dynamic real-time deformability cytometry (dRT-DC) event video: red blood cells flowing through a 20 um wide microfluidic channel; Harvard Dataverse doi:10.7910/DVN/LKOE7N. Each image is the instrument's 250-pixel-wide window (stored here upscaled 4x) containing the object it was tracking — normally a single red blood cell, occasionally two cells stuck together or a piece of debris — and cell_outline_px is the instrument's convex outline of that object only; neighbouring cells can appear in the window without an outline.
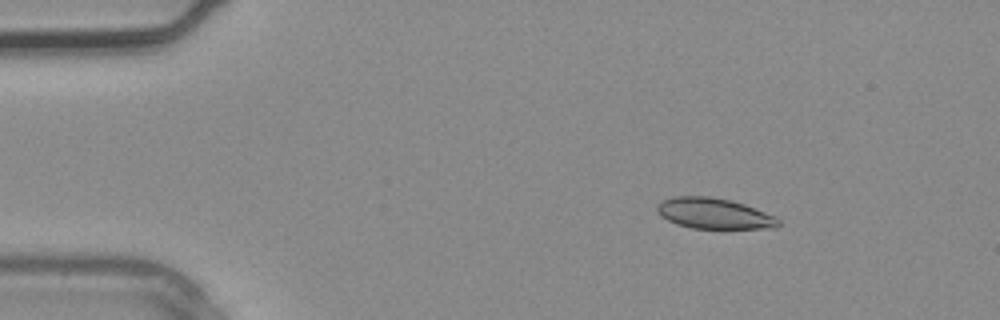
{"species": "common noctule bat (a hibernating species)", "species_latin": "Nyctalus noctula", "temperature_condition": "warm", "stored_images_in_passage": 2, "camera_frame_rate_fps": 3000, "um_per_image_px": 0.085, "animal": {"sex": "male", "body_mass_g": 20.4}, "frame": {"image": 1, "passage_image": 2, "time_ms": 0.333, "image_size_px": [1000, 320], "cell_outline_px": [[780, 224], [776, 228], [724, 232], [692, 228], [676, 224], [660, 216], [656, 212], [656, 204], [664, 200], [676, 196], [712, 196], [732, 200], [744, 204], [776, 216], [780, 220]], "centroid_in_image_um": [60.76, 18.21], "position_along_channel_um": 24.2, "area_um2": 23.06}}